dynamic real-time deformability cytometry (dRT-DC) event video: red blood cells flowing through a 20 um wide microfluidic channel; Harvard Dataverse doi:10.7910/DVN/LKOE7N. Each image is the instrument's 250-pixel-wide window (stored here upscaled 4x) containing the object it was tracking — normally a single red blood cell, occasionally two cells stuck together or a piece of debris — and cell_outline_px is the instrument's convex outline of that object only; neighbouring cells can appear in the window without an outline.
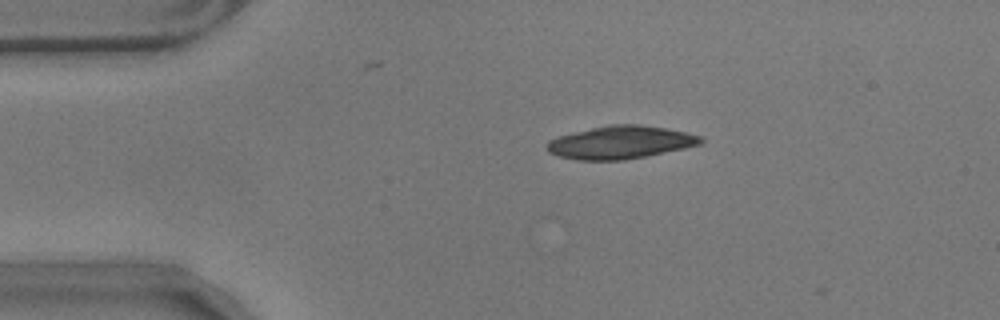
{"species": "common noctule bat (a hibernating species)", "species_latin": "Nyctalus noctula", "temperature_condition": "warm", "stored_images_in_passage": 4, "camera_frame_rate_fps": 3000, "um_per_image_px": 0.085, "animal": {"sex": "male", "body_mass_g": 17.9}, "frame": {"image": 1, "passage_image": 2, "time_ms": 0.333, "image_size_px": [1000, 320], "cell_outline_px": [[704, 144], [624, 160], [576, 160], [560, 156], [548, 152], [548, 140], [556, 136], [608, 124], [640, 124], [664, 128], [704, 136]], "centroid_in_image_um": [52.75, 12.09], "position_along_channel_um": 32.2, "area_um2": 29.48}}